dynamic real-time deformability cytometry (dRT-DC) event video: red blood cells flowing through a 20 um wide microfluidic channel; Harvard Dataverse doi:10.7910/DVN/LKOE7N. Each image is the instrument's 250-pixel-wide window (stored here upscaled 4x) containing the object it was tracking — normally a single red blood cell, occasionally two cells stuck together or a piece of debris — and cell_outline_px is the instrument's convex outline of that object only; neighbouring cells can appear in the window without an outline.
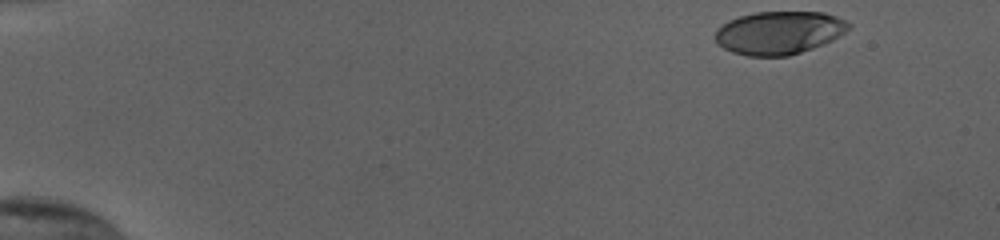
{"species": "human", "species_latin": "Homo sapiens", "temperature_condition": "cold", "stored_images_in_passage": 42, "camera_frame_rate_fps": 3000, "um_per_image_px": 0.085, "donor": {"sex": "female"}, "frame": {"image": 1, "passage_image": 1, "time_ms": 0.0, "image_size_px": [1000, 240], "cell_outline_px": [[852, 24], [844, 32], [832, 40], [812, 48], [788, 56], [748, 56], [732, 52], [716, 44], [716, 28], [728, 20], [740, 16], [756, 12], [824, 12], [836, 16]], "centroid_in_image_um": [66.19, 2.78], "position_along_channel_um": 18.8, "area_um2": 33.41}}
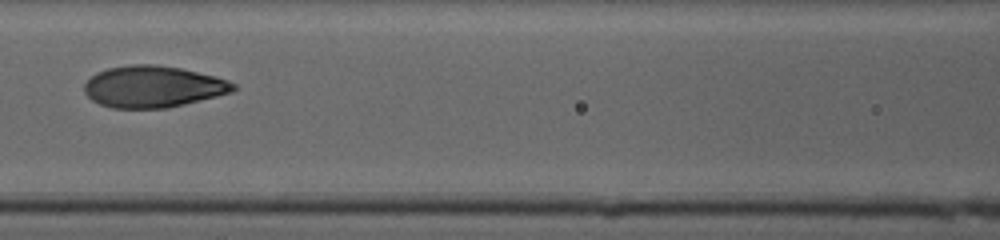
{"frame": {"image": 2, "passage_image": 22, "time_ms": 7.0, "image_size_px": [1000, 240], "cell_outline_px": [[236, 88], [232, 92], [216, 96], [164, 108], [112, 108], [100, 104], [92, 100], [84, 92], [84, 84], [96, 72], [108, 68], [132, 64], [156, 64], [180, 68], [216, 76], [228, 80], [236, 84]], "centroid_in_image_um": [12.99, 7.35], "position_along_channel_um": 153.6, "area_um2": 35.95}}
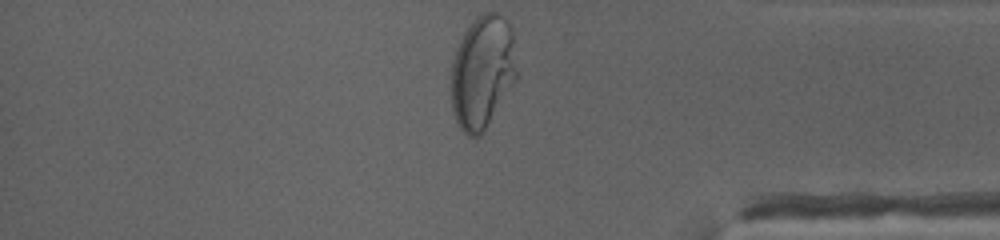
{"frame": {"image": 3, "passage_image": 42, "time_ms": 13.667, "image_size_px": [1000, 240], "cell_outline_px": [[516, 80], [480, 136], [468, 136], [460, 128], [456, 120], [452, 108], [452, 60], [456, 48], [464, 32], [472, 20], [476, 16], [484, 12], [496, 12], [504, 16], [508, 20], [512, 28], [516, 72]], "centroid_in_image_um": [41.0, 6.07], "position_along_channel_um": 394.2, "area_um2": 43.18}, "authors_computed_cell_mechanics": {"area_um2": 35.5181, "velocity_mm_per_s": 3.8393, "shape_relaxation_time_tau1_ms": 6.1336, "shape_relaxation_time_tau2_ms": null, "deformation_change_tau1": 0.2458, "deformation_change_tau2": null}}